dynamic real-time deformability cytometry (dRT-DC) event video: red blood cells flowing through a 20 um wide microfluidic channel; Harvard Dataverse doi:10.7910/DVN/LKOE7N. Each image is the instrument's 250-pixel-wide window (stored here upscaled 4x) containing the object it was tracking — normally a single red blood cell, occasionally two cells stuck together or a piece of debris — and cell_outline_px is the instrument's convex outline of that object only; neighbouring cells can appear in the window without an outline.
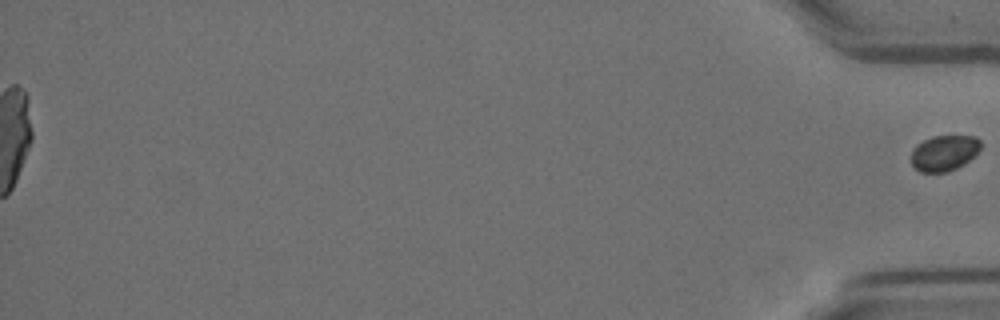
{"species": "Egyptian fruit bat (a non-hibernating species)", "species_latin": "Rousettus aegyptiacus", "temperature_condition": "room temperature", "stored_images_in_passage": 58, "segment_of_instrument_passage": [2, 2], "camera_frame_rate_fps": 3000, "um_per_image_px": 0.085, "animal": {"sex": "female"}, "frame": {"image": 1, "passage_image": 58, "time_ms": 19.0, "image_size_px": [1000, 320], "cell_outline_px": [[980, 148], [964, 164], [948, 172], [920, 172], [912, 164], [912, 148], [916, 144], [932, 136], [976, 136], [980, 140]], "centroid_in_image_um": [80.23, 12.99], "position_along_channel_um": 355.0, "area_um2": 14.33}}